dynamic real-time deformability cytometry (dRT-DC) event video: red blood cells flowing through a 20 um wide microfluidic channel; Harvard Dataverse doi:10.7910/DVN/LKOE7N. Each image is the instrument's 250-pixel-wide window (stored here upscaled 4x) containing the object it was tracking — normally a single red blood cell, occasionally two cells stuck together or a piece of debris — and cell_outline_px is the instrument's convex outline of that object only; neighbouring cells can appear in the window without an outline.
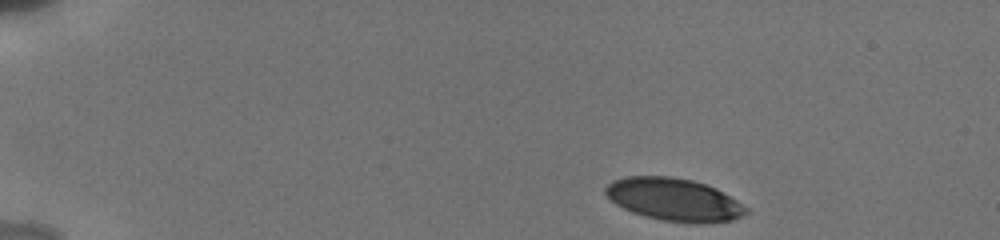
{"species": "human", "species_latin": "Homo sapiens", "temperature_condition": "cold", "stored_images_in_passage": 17, "camera_frame_rate_fps": 3000, "um_per_image_px": 0.085, "donor": {"sex": "male"}, "frame": {"image": 1, "passage_image": 1, "time_ms": 0.0, "image_size_px": [1000, 240], "cell_outline_px": [[748, 212], [732, 220], [696, 224], [692, 224], [660, 220], [644, 216], [632, 212], [616, 204], [604, 192], [604, 188], [612, 180], [624, 176], [672, 176], [692, 180], [716, 188], [736, 200], [748, 208]], "centroid_in_image_um": [57.27, 16.96], "position_along_channel_um": 27.7, "area_um2": 35.03}}
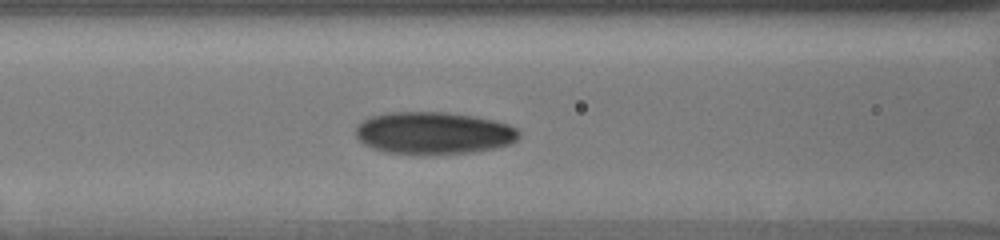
{"frame": {"image": 2, "passage_image": 12, "time_ms": 5.333, "image_size_px": [1000, 240], "cell_outline_px": [[520, 136], [516, 140], [508, 144], [496, 148], [472, 152], [424, 156], [384, 152], [372, 148], [364, 144], [356, 136], [356, 124], [372, 116], [388, 112], [448, 112], [472, 116], [492, 120], [508, 124], [516, 128], [520, 132]], "centroid_in_image_um": [36.83, 11.33], "position_along_channel_um": 129.8, "area_um2": 40.75}}
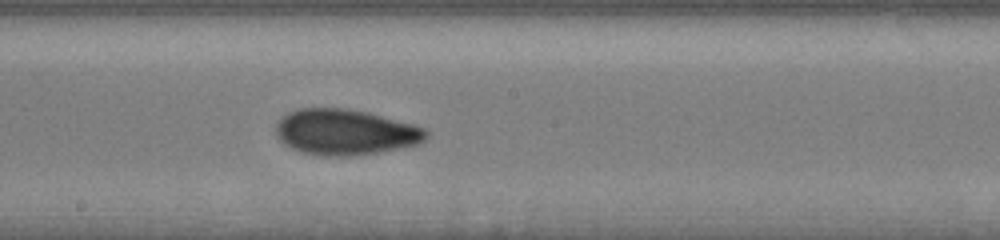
{"frame": {"image": 3, "passage_image": 17, "time_ms": 7.667, "image_size_px": [1000, 240], "cell_outline_px": [[428, 136], [420, 144], [380, 152], [348, 156], [324, 156], [300, 152], [284, 144], [276, 136], [276, 124], [288, 112], [300, 108], [348, 108], [368, 112], [412, 124], [424, 128], [428, 132]], "centroid_in_image_um": [29.35, 11.23], "position_along_channel_um": 218.9, "area_um2": 40.11}}